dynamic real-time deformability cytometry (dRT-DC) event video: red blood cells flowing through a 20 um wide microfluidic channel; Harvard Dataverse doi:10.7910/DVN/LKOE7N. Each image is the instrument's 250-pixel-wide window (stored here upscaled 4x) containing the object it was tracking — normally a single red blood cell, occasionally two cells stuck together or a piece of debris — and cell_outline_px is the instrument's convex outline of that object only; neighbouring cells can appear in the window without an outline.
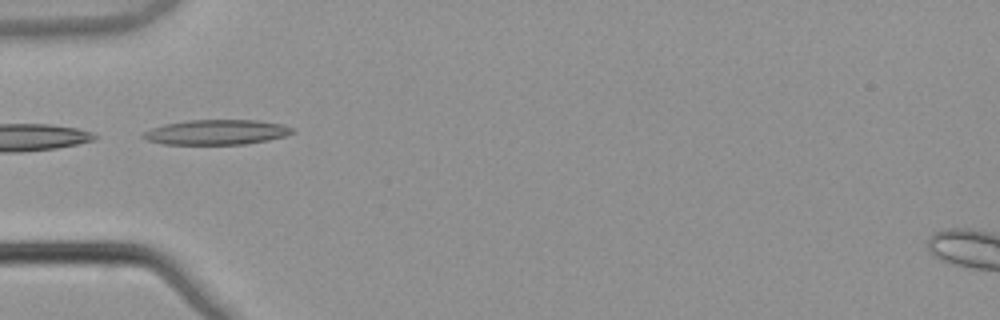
{"species": "common noctule bat (a hibernating species)", "species_latin": "Nyctalus noctula", "temperature_condition": "warm", "stored_images_in_passage": 7, "camera_frame_rate_fps": 3000, "um_per_image_px": 0.085, "animal": {"sex": "male", "body_mass_g": 21.5, "forearm_length_mm": 52.0}, "frame": {"image": 1, "passage_image": 5, "time_ms": 1.333, "image_size_px": [1000, 320], "cell_outline_px": [[296, 132], [284, 136], [268, 140], [244, 144], [164, 144], [148, 140], [140, 136], [144, 132], [152, 128], [164, 124], [188, 120], [256, 120], [280, 124], [296, 128]], "centroid_in_image_um": [18.43, 11.23], "position_along_channel_um": 66.6, "area_um2": 21.68}}
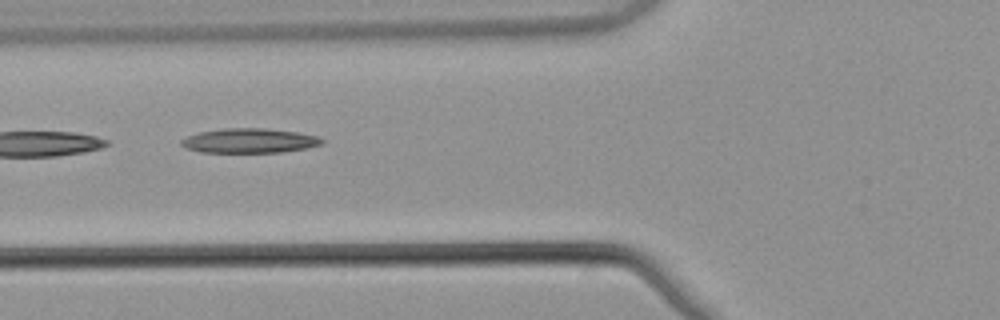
{"frame": {"image": 2, "passage_image": 6, "time_ms": 1.667, "image_size_px": [1000, 320], "cell_outline_px": [[324, 144], [308, 148], [280, 152], [200, 152], [188, 148], [180, 144], [180, 140], [188, 136], [200, 132], [224, 128], [264, 128], [296, 132], [316, 136], [324, 140]], "centroid_in_image_um": [21.22, 11.96], "position_along_channel_um": 104.6, "area_um2": 20.0}}
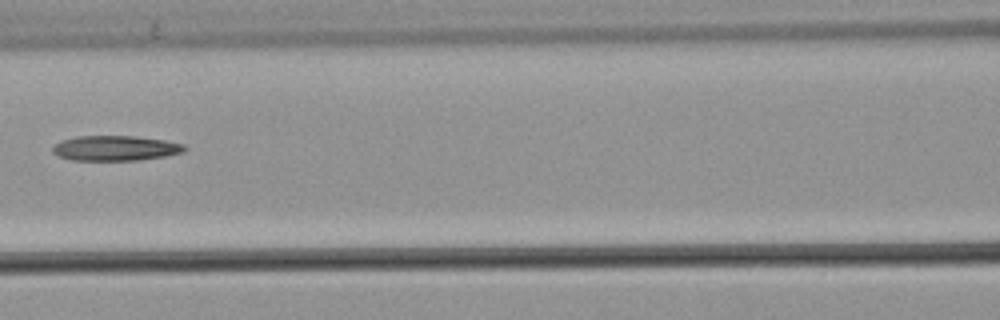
{"frame": {"image": 3, "passage_image": 7, "time_ms": 2.0, "image_size_px": [1000, 320], "cell_outline_px": [[188, 148], [184, 152], [164, 156], [136, 160], [72, 160], [60, 156], [52, 152], [52, 148], [56, 144], [64, 140], [76, 136], [136, 136], [164, 140], [184, 144]], "centroid_in_image_um": [9.84, 12.59], "position_along_channel_um": 156.8, "area_um2": 19.13}}